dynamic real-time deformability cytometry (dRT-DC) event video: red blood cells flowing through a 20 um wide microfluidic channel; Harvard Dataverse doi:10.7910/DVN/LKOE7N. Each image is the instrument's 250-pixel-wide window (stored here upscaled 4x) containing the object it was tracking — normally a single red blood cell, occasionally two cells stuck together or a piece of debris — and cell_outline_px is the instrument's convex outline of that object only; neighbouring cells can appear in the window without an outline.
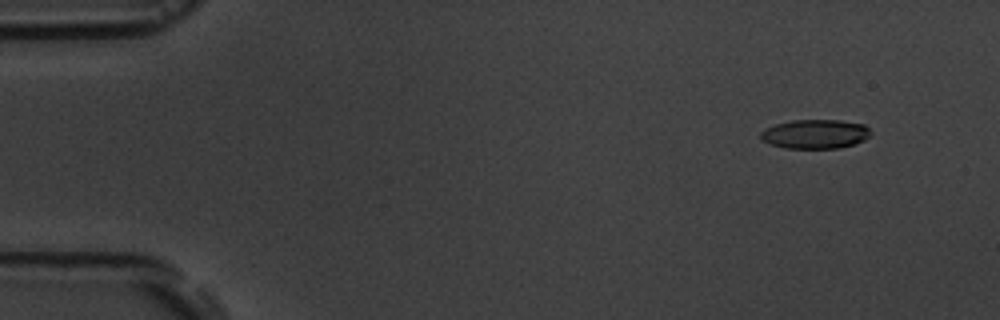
{"species": "common noctule bat (a hibernating species)", "species_latin": "Nyctalus noctula", "temperature_condition": "room temperature", "stored_images_in_passage": 9, "camera_frame_rate_fps": 3000, "um_per_image_px": 0.085, "animal": {"sex": "male", "body_mass_g": 19.5, "forearm_length_mm": 54.6}, "frame": {"image": 1, "passage_image": 2, "time_ms": 1.0, "image_size_px": [1000, 320], "cell_outline_px": [[872, 132], [864, 140], [840, 148], [784, 148], [760, 140], [760, 132], [776, 124], [792, 120], [840, 120], [864, 124]], "centroid_in_image_um": [69.29, 11.39], "position_along_channel_um": 15.7, "area_um2": 18.61}}
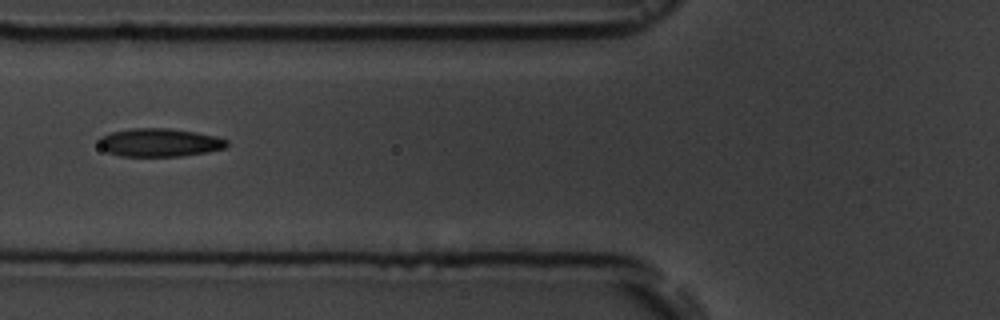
{"frame": {"image": 2, "passage_image": 7, "time_ms": 6.667, "image_size_px": [1000, 320], "cell_outline_px": [[228, 144], [224, 148], [208, 152], [180, 156], [120, 156], [108, 152], [100, 148], [100, 136], [112, 132], [132, 128], [168, 128], [196, 132], [216, 136], [228, 140]], "centroid_in_image_um": [13.57, 12.11], "position_along_channel_um": 112.2, "area_um2": 21.04}}
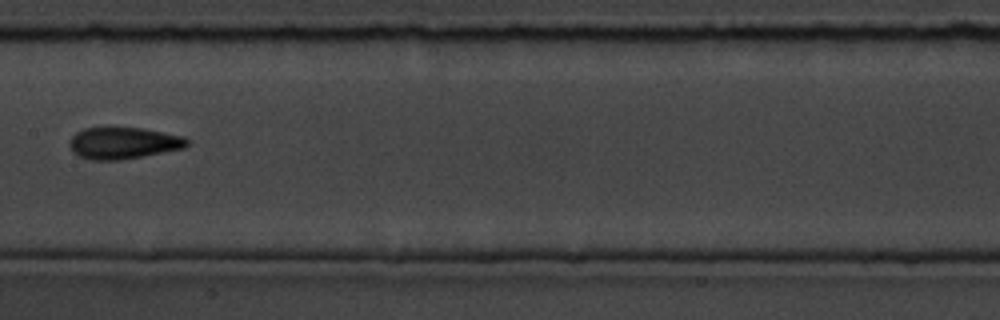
{"frame": {"image": 3, "passage_image": 9, "time_ms": 9.0, "image_size_px": [1000, 320], "cell_outline_px": [[188, 144], [184, 148], [140, 156], [116, 160], [88, 160], [72, 152], [68, 144], [68, 140], [76, 132], [84, 128], [144, 128], [184, 136], [188, 140]], "centroid_in_image_um": [10.44, 12.15], "position_along_channel_um": 197.0, "area_um2": 21.62}}